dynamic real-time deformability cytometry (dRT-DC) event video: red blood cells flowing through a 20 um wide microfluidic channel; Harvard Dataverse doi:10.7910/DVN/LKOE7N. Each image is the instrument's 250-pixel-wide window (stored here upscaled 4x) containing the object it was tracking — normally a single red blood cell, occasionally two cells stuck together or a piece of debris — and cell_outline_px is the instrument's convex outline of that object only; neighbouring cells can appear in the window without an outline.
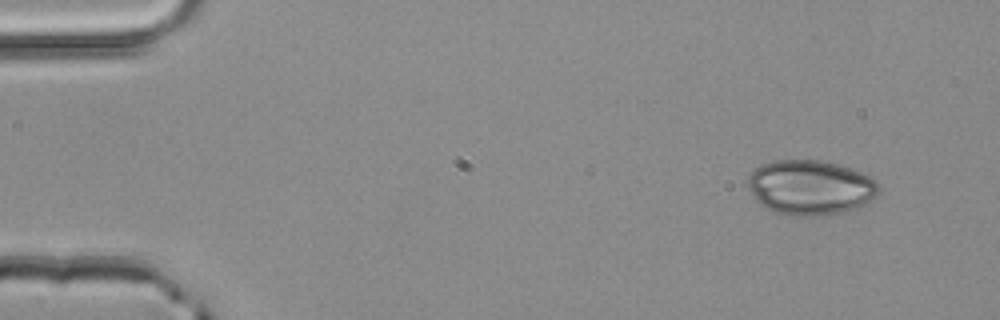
{"species": "common noctule bat (a hibernating species)", "species_latin": "Nyctalus noctula", "temperature_condition": "room temperature", "stored_images_in_passage": 3, "camera_frame_rate_fps": 3000, "um_per_image_px": 0.085, "animal": {"sex": "male", "body_mass_g": 20.4}, "frame": {"image": 1, "passage_image": 1, "time_ms": 0.0, "image_size_px": [1000, 320], "cell_outline_px": [[880, 192], [872, 200], [856, 208], [840, 212], [812, 216], [792, 216], [776, 212], [760, 204], [752, 196], [748, 188], [748, 176], [756, 168], [764, 164], [776, 160], [820, 160], [836, 164], [864, 172], [872, 176], [876, 180], [880, 188]], "centroid_in_image_um": [68.91, 15.93], "position_along_channel_um": 16.1, "area_um2": 41.91}}